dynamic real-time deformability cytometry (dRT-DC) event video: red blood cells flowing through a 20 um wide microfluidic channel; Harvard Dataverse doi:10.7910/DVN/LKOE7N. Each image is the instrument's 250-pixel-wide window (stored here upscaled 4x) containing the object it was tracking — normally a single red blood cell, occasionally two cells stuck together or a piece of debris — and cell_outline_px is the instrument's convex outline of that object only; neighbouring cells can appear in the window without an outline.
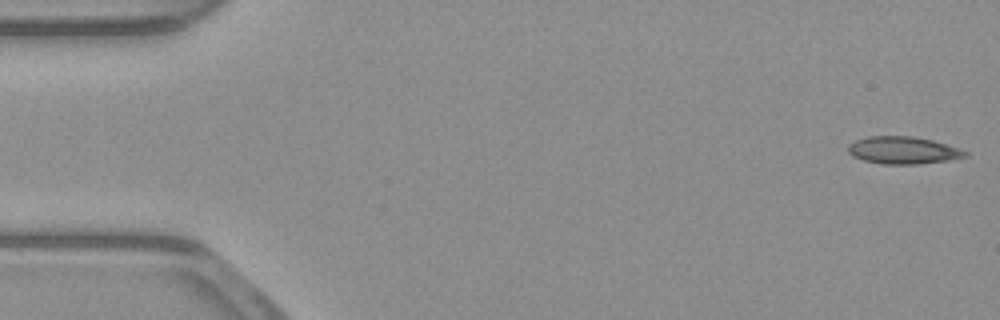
{"species": "common noctule bat (a hibernating species)", "species_latin": "Nyctalus noctula", "temperature_condition": "warm", "stored_images_in_passage": 52, "camera_frame_rate_fps": 3000, "um_per_image_px": 0.085, "animal": {"sex": "male", "body_mass_g": 23.1, "forearm_length_mm": 52.7}, "frame": {"image": 1, "passage_image": 1, "time_ms": 0.0, "image_size_px": [1000, 320], "cell_outline_px": [[968, 156], [948, 160], [916, 164], [884, 164], [864, 160], [852, 156], [848, 152], [848, 144], [856, 140], [868, 136], [912, 136], [932, 140], [960, 148], [968, 152]], "centroid_in_image_um": [76.76, 12.77], "position_along_channel_um": 8.2, "area_um2": 18.61}}
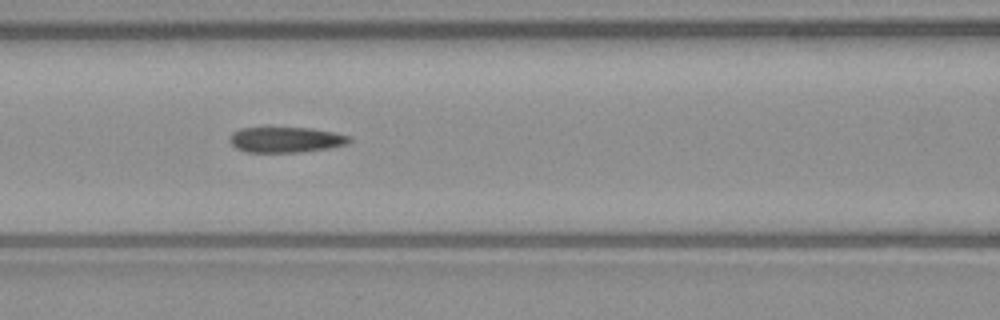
{"frame": {"image": 2, "passage_image": 22, "time_ms": 7.0, "image_size_px": [1000, 320], "cell_outline_px": [[352, 140], [348, 144], [328, 148], [304, 152], [248, 152], [236, 148], [228, 140], [232, 132], [240, 128], [312, 128], [336, 132], [352, 136]], "centroid_in_image_um": [24.34, 11.87], "position_along_channel_um": 142.3, "area_um2": 17.98}}
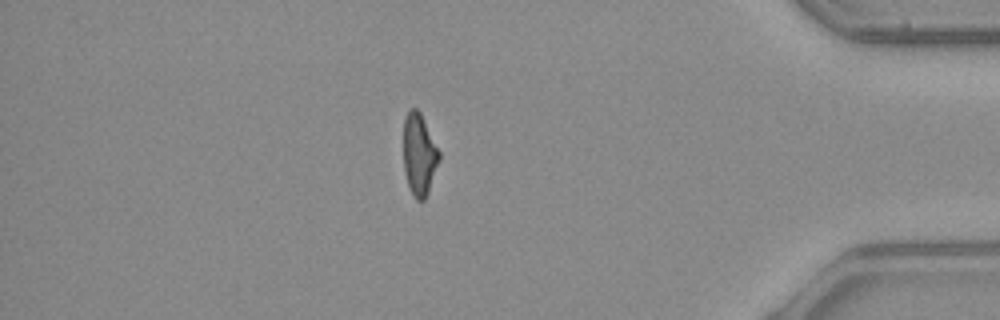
{"frame": {"image": 3, "passage_image": 45, "time_ms": 14.667, "image_size_px": [1000, 320], "cell_outline_px": [[440, 160], [428, 192], [424, 200], [416, 200], [412, 196], [404, 172], [404, 116], [408, 108], [416, 108], [420, 112], [440, 152]], "centroid_in_image_um": [35.63, 13.13], "position_along_channel_um": 399.6, "area_um2": 17.11}, "authors_computed_cell_mechanics": {"area_um2": 18.5827, "velocity_mm_per_s": 3.9073, "shape_relaxation_time_tau1_ms": null, "shape_relaxation_time_tau2_ms": 3.3828, "deformation_change_tau1": null, "deformation_change_tau2": 0.1219}}